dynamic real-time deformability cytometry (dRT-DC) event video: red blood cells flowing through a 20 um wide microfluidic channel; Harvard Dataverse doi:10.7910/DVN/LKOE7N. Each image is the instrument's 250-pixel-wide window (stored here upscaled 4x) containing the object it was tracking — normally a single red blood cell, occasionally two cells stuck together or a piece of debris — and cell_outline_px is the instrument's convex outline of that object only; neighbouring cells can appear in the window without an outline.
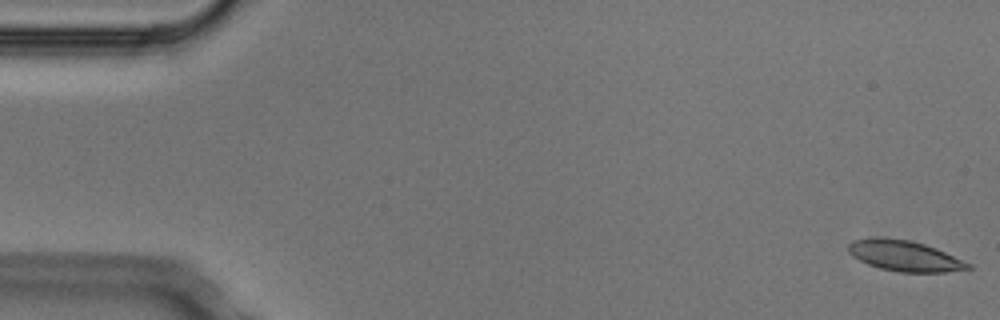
{"species": "Egyptian fruit bat (a non-hibernating species)", "species_latin": "Rousettus aegyptiacus", "temperature_condition": "cold", "stored_images_in_passage": 6, "camera_frame_rate_fps": 3000, "um_per_image_px": 0.085, "animal": {"sex": "male"}, "frame": {"image": 1, "passage_image": 1, "time_ms": 0.0, "image_size_px": [1000, 320], "cell_outline_px": [[972, 268], [944, 272], [900, 272], [880, 268], [868, 264], [852, 256], [848, 252], [848, 244], [852, 240], [872, 236], [880, 236], [908, 240], [924, 244], [936, 248], [972, 264]], "centroid_in_image_um": [76.85, 21.73], "position_along_channel_um": 8.2, "area_um2": 21.5}}
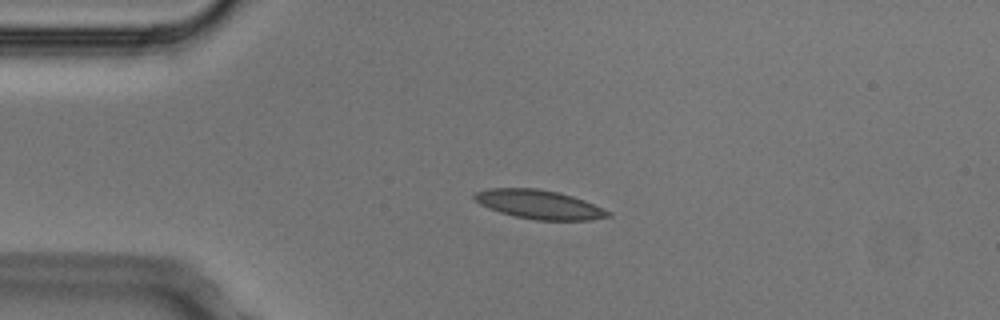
{"frame": {"image": 2, "passage_image": 4, "time_ms": 1.0, "image_size_px": [1000, 320], "cell_outline_px": [[612, 216], [588, 220], [536, 220], [516, 216], [500, 212], [480, 204], [472, 196], [476, 192], [488, 188], [536, 188], [560, 192], [584, 200], [612, 212]], "centroid_in_image_um": [45.85, 17.37], "position_along_channel_um": 39.1, "area_um2": 22.43}}
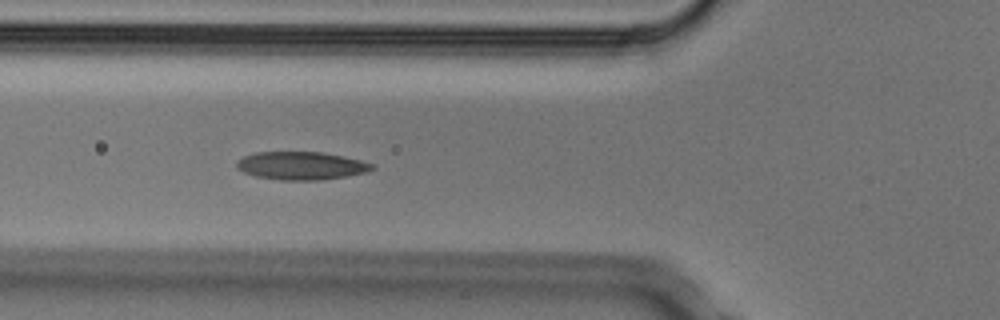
{"frame": {"image": 3, "passage_image": 6, "time_ms": 1.667, "image_size_px": [1000, 320], "cell_outline_px": [[376, 168], [368, 172], [348, 176], [320, 180], [280, 180], [256, 176], [244, 172], [236, 168], [236, 160], [252, 152], [324, 152], [360, 160], [376, 164]], "centroid_in_image_um": [25.63, 14.08], "position_along_channel_um": 100.2, "area_um2": 22.37}}